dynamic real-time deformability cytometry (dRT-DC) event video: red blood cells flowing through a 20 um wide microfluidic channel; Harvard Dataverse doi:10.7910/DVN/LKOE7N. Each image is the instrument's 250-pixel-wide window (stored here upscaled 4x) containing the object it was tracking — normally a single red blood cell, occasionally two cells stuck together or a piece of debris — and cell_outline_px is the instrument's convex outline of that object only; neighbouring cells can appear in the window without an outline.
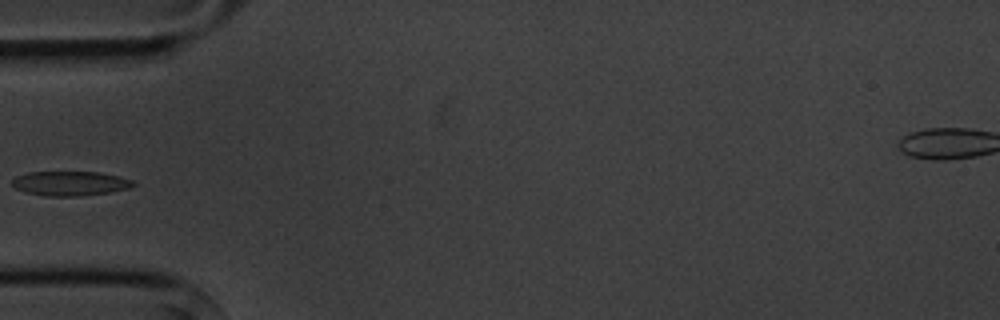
{"species": "common noctule bat (a hibernating species)", "species_latin": "Nyctalus noctula", "temperature_condition": "cold", "stored_images_in_passage": 5, "camera_frame_rate_fps": 3000, "um_per_image_px": 0.085, "animal": {"sex": "male", "body_mass_g": 20.1, "forearm_length_mm": 53.5}, "frame": {"image": 1, "passage_image": 5, "time_ms": 4.667, "image_size_px": [1000, 320], "cell_outline_px": [[136, 184], [128, 188], [112, 192], [80, 196], [48, 196], [24, 192], [16, 188], [12, 184], [12, 180], [16, 176], [28, 172], [100, 172], [120, 176], [132, 180]], "centroid_in_image_um": [5.97, 15.59], "position_along_channel_um": 79.0, "area_um2": 17.34}}